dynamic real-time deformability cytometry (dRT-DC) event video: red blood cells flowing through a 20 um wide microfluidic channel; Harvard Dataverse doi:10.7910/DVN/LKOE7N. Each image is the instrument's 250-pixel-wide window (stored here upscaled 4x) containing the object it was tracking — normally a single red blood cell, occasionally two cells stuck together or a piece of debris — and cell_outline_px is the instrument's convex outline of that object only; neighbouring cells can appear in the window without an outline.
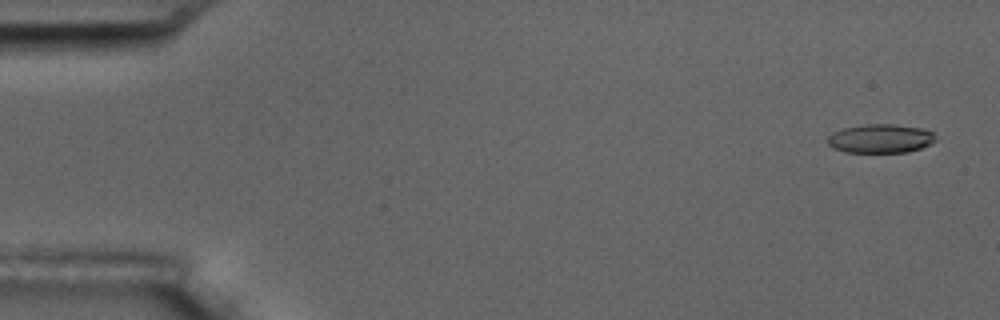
{"species": "common noctule bat (a hibernating species)", "species_latin": "Nyctalus noctula", "temperature_condition": "room temperature", "stored_images_in_passage": 6, "segment_of_instrument_passage": [1, 2], "camera_frame_rate_fps": 3000, "um_per_image_px": 0.085, "animal": {"sex": "male", "body_mass_g": 17.5, "forearm_length_mm": 52.3}, "frame": {"image": 1, "passage_image": 1, "time_ms": 0.0, "image_size_px": [1000, 320], "cell_outline_px": [[936, 140], [932, 144], [908, 152], [844, 152], [832, 148], [828, 144], [828, 136], [832, 132], [844, 128], [864, 124], [892, 124], [920, 128], [932, 132], [936, 136]], "centroid_in_image_um": [74.83, 11.78], "position_along_channel_um": 10.2, "area_um2": 18.21}}
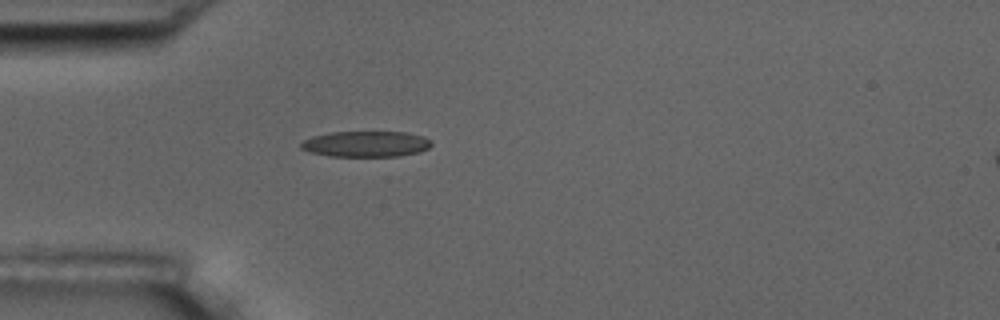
{"frame": {"image": 2, "passage_image": 5, "time_ms": 1.333, "image_size_px": [1000, 320], "cell_outline_px": [[432, 144], [428, 148], [420, 152], [396, 156], [328, 156], [312, 152], [300, 148], [300, 144], [304, 140], [312, 136], [328, 132], [404, 132], [424, 136]], "centroid_in_image_um": [31.09, 12.23], "position_along_channel_um": 53.9, "area_um2": 19.54}}